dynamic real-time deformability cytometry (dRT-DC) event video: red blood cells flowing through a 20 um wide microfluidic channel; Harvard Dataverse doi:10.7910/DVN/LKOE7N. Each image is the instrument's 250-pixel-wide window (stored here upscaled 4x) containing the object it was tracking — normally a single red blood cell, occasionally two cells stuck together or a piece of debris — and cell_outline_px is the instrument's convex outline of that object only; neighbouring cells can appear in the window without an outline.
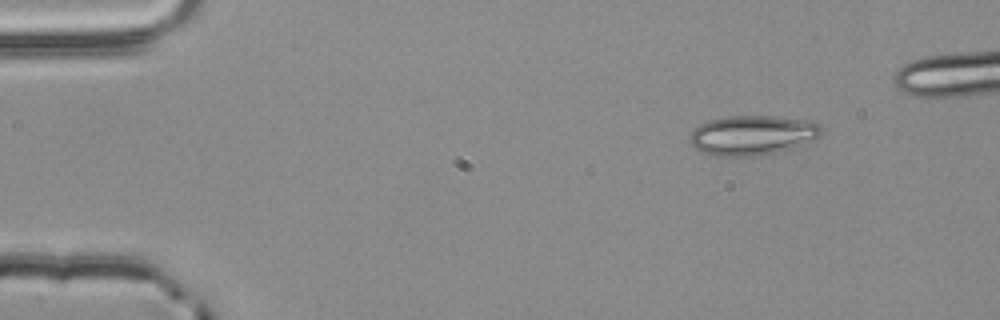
{"species": "common noctule bat (a hibernating species)", "species_latin": "Nyctalus noctula", "temperature_condition": "room temperature", "stored_images_in_passage": 45, "camera_frame_rate_fps": 3000, "um_per_image_px": 0.085, "animal": {"sex": "male", "body_mass_g": 20.4}, "frame": {"image": 1, "passage_image": 2, "time_ms": 0.333, "image_size_px": [1000, 320], "cell_outline_px": [[824, 128], [820, 136], [812, 140], [776, 152], [760, 156], [712, 156], [700, 152], [688, 140], [688, 136], [700, 124], [712, 120], [728, 116], [772, 116], [816, 120]], "centroid_in_image_um": [63.97, 11.49], "position_along_channel_um": 21.0, "area_um2": 30.63}}
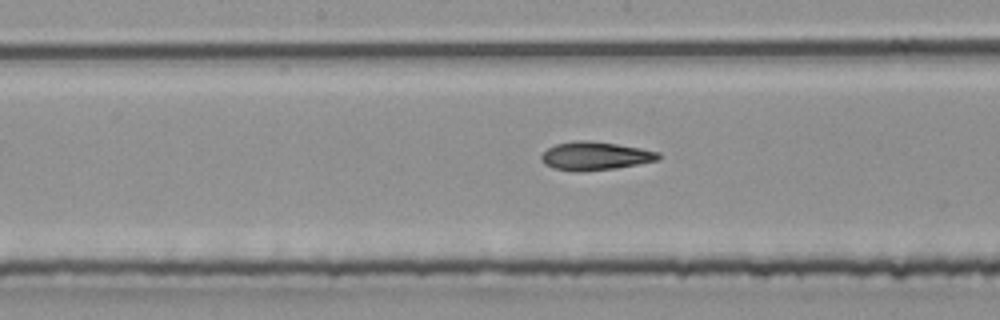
{"frame": {"image": 2, "passage_image": 23, "time_ms": 7.333, "image_size_px": [1000, 320], "cell_outline_px": [[660, 160], [616, 168], [584, 172], [572, 172], [552, 168], [544, 164], [540, 156], [548, 148], [556, 144], [576, 140], [588, 140], [616, 144], [640, 148], [660, 152]], "centroid_in_image_um": [50.57, 13.27], "position_along_channel_um": 197.6, "area_um2": 19.54}}
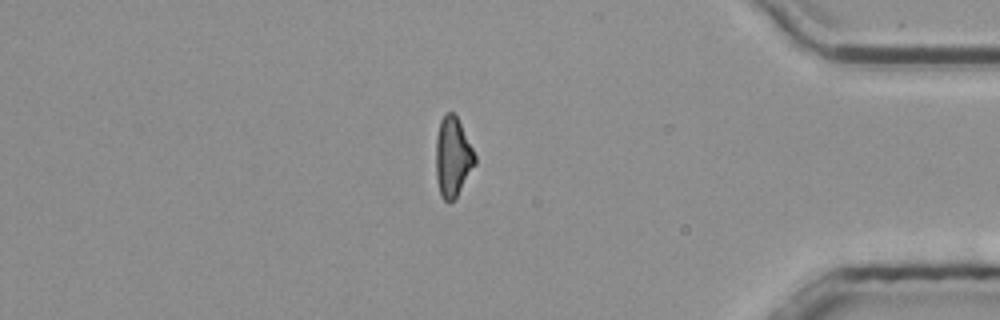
{"frame": {"image": 3, "passage_image": 41, "time_ms": 13.333, "image_size_px": [1000, 320], "cell_outline_px": [[476, 164], [456, 196], [448, 204], [440, 196], [436, 176], [436, 136], [440, 120], [448, 112], [452, 112], [456, 116], [476, 156]], "centroid_in_image_um": [38.47, 13.37], "position_along_channel_um": 396.7, "area_um2": 17.92}, "authors_computed_cell_mechanics": {"area_um2": 19.3052, "velocity_mm_per_s": 3.8787, "shape_relaxation_time_tau1_ms": 6.4269, "shape_relaxation_time_tau2_ms": 3.112, "deformation_change_tau1": 0.1897, "deformation_change_tau2": 0.1262}}